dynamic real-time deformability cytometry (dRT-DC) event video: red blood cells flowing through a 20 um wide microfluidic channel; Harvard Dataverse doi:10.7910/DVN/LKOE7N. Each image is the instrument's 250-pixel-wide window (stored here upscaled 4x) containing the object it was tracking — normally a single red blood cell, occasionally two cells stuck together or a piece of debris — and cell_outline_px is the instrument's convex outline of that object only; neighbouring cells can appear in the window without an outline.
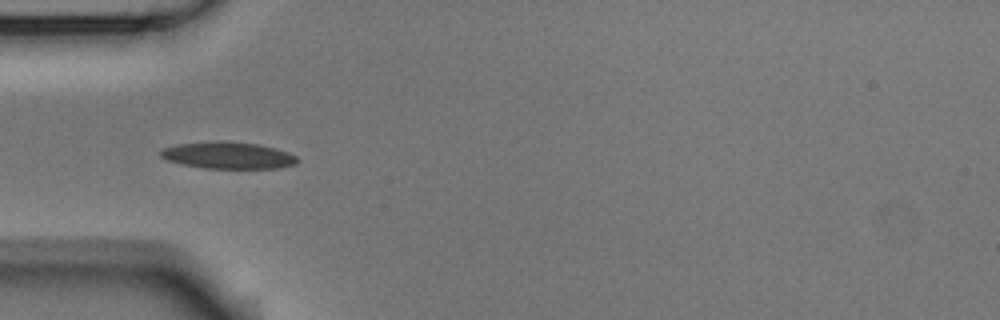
{"species": "Egyptian fruit bat (a non-hibernating species)", "species_latin": "Rousettus aegyptiacus", "temperature_condition": "room temperature", "stored_images_in_passage": 3, "camera_frame_rate_fps": 3000, "um_per_image_px": 0.085, "animal": {"sex": "male"}, "frame": {"image": 1, "passage_image": 3, "time_ms": 0.667, "image_size_px": [1000, 320], "cell_outline_px": [[296, 164], [280, 168], [204, 168], [180, 164], [168, 160], [160, 156], [160, 152], [164, 148], [176, 144], [216, 140], [220, 140], [256, 144], [276, 148], [288, 152], [296, 156]], "centroid_in_image_um": [19.36, 13.2], "position_along_channel_um": 65.6, "area_um2": 21.39}}